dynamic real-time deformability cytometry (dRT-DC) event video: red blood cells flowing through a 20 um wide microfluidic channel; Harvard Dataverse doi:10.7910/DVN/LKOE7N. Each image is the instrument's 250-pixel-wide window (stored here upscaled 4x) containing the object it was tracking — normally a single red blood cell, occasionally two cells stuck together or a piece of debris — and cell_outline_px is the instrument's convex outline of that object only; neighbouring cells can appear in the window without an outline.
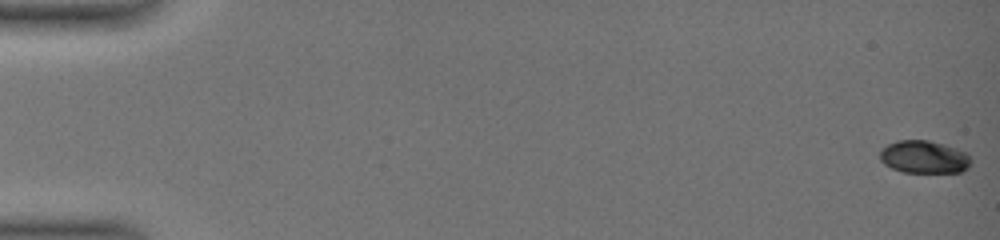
{"species": "common noctule bat (a hibernating species)", "species_latin": "Nyctalus noctula", "temperature_condition": "warm", "stored_images_in_passage": 51, "camera_frame_rate_fps": 3000, "um_per_image_px": 0.085, "animal": {"sex": "female", "body_mass_g": 19.0, "forearm_length_mm": 51.5}, "frame": {"image": 1, "passage_image": 1, "time_ms": 0.0, "image_size_px": [1000, 240], "cell_outline_px": [[972, 164], [968, 168], [960, 172], [904, 172], [892, 168], [884, 164], [880, 160], [880, 152], [888, 144], [896, 140], [928, 140], [944, 144], [956, 148], [964, 152], [972, 160]], "centroid_in_image_um": [78.55, 13.34], "position_along_channel_um": 6.4, "area_um2": 17.34}}
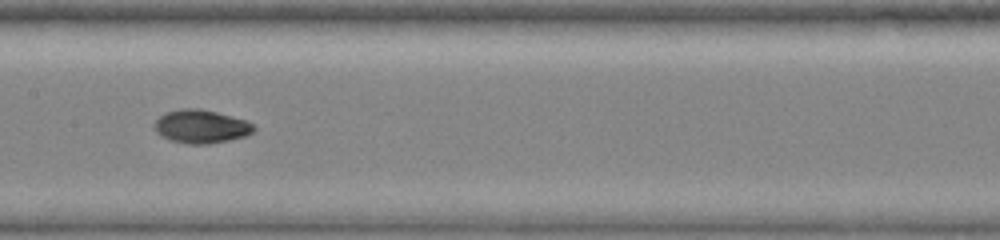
{"frame": {"image": 2, "passage_image": 29, "time_ms": 9.333, "image_size_px": [1000, 240], "cell_outline_px": [[256, 128], [252, 132], [244, 136], [228, 140], [208, 144], [188, 144], [168, 140], [160, 136], [156, 132], [152, 124], [164, 112], [180, 108], [200, 108], [248, 120]], "centroid_in_image_um": [17.04, 10.74], "position_along_channel_um": 190.4, "area_um2": 19.59}}
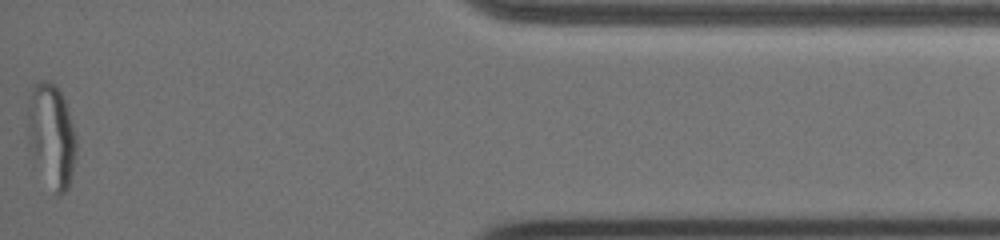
{"frame": {"image": 3, "passage_image": 51, "time_ms": 16.667, "image_size_px": [1000, 240], "cell_outline_px": [[76, 156], [68, 188], [60, 196], [56, 196], [28, 144], [28, 104], [32, 88], [40, 80], [48, 80], [60, 92], [64, 100], [76, 136]], "centroid_in_image_um": [4.39, 11.5], "position_along_channel_um": 430.8, "area_um2": 28.38}, "authors_computed_cell_mechanics": {"area_um2": 18.496, "velocity_mm_per_s": 3.9372, "shape_relaxation_time_tau1_ms": 9.4195, "shape_relaxation_time_tau2_ms": 1.6108, "deformation_change_tau1": 0.3008, "deformation_change_tau2": 0.033}}